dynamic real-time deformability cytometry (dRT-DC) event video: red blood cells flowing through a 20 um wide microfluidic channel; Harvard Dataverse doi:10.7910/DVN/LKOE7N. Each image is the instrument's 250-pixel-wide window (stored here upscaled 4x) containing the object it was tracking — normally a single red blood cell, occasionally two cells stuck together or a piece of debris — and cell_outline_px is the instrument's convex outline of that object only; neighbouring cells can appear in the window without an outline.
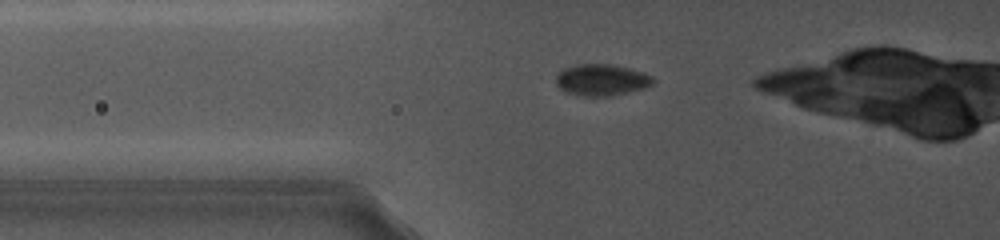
{"species": "common noctule bat (a hibernating species)", "species_latin": "Nyctalus noctula", "temperature_condition": "cold", "stored_images_in_passage": 16, "camera_frame_rate_fps": 5000, "um_per_image_px": 0.085, "animal": {"sex": "female", "body_mass_g": 19.0, "forearm_length_mm": 56.7}, "frame": {"image": 1, "passage_image": 3, "time_ms": 1.4, "image_size_px": [1000, 240], "cell_outline_px": [[656, 80], [652, 84], [644, 88], [628, 92], [608, 96], [580, 96], [568, 92], [560, 88], [556, 84], [556, 76], [564, 68], [576, 64], [612, 64], [628, 68], [652, 76]], "centroid_in_image_um": [51.12, 6.79], "position_along_channel_um": 74.7, "area_um2": 17.69}}
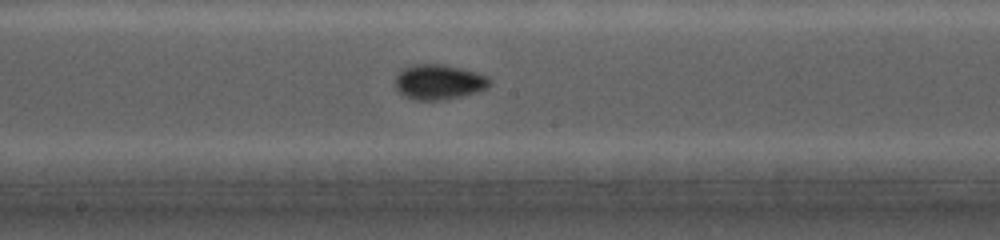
{"frame": {"image": 2, "passage_image": 12, "time_ms": 5.2, "image_size_px": [1000, 240], "cell_outline_px": [[492, 80], [484, 88], [476, 92], [444, 100], [416, 100], [404, 96], [396, 88], [396, 76], [404, 68], [412, 64], [444, 64], [476, 72], [488, 76]], "centroid_in_image_um": [37.29, 6.96], "position_along_channel_um": 210.9, "area_um2": 19.13}}